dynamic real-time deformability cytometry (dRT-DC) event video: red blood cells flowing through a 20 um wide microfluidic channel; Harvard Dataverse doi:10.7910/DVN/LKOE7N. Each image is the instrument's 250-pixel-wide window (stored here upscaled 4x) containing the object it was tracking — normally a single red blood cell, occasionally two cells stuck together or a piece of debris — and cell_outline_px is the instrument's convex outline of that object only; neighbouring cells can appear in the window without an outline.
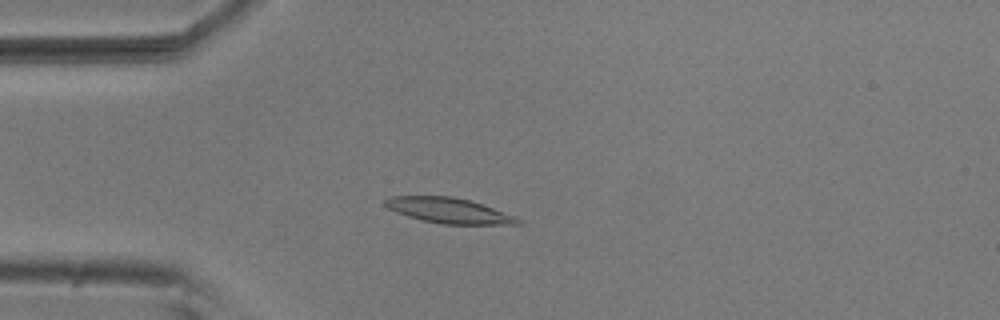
{"species": "common noctule bat (a hibernating species)", "species_latin": "Nyctalus noctula", "temperature_condition": "room temperature", "stored_images_in_passage": 54, "camera_frame_rate_fps": 3000, "um_per_image_px": 0.085, "animal": {"sex": "male", "body_mass_g": 20.5, "forearm_length_mm": 52.5}, "frame": {"image": 1, "passage_image": 14, "time_ms": 4.333, "image_size_px": [1000, 320], "cell_outline_px": [[520, 224], [440, 224], [408, 216], [396, 212], [388, 208], [384, 204], [384, 200], [392, 196], [452, 196], [484, 204], [516, 216], [520, 220]], "centroid_in_image_um": [38.16, 17.89], "position_along_channel_um": 46.8, "area_um2": 19.48}}
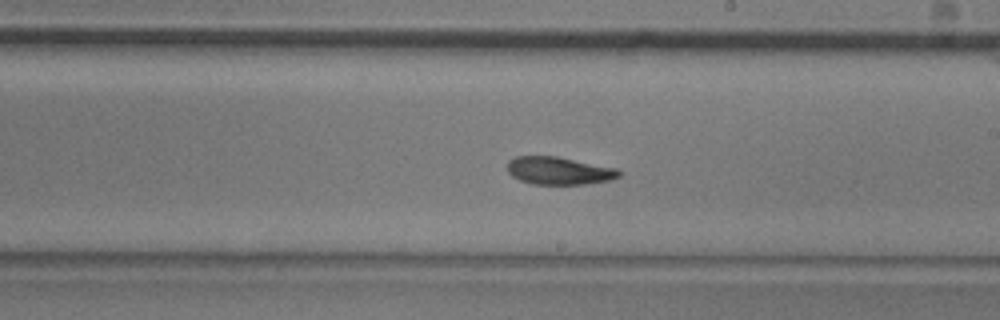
{"frame": {"image": 2, "passage_image": 31, "time_ms": 10.0, "image_size_px": [1000, 320], "cell_outline_px": [[624, 172], [620, 176], [612, 180], [588, 184], [532, 184], [520, 180], [512, 176], [508, 172], [508, 160], [516, 156], [556, 156], [616, 168]], "centroid_in_image_um": [47.54, 14.51], "position_along_channel_um": 241.5, "area_um2": 18.15}}
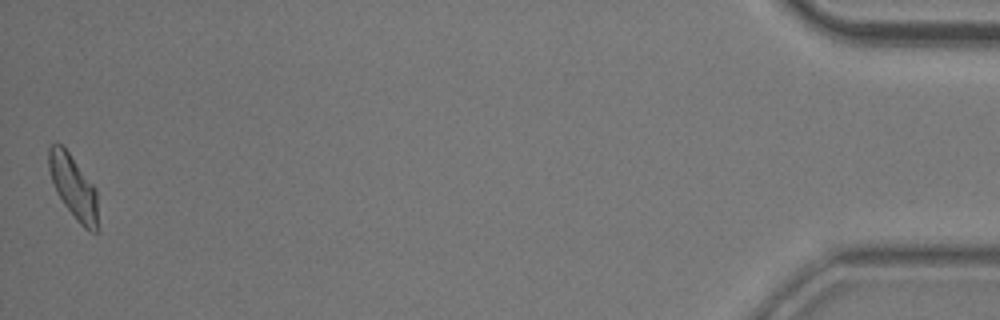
{"frame": {"image": 3, "passage_image": 54, "time_ms": 17.667, "image_size_px": [1000, 320], "cell_outline_px": [[100, 232], [88, 232], [76, 220], [64, 204], [56, 192], [48, 168], [48, 148], [56, 140], [68, 152], [96, 188]], "centroid_in_image_um": [6.27, 15.95], "position_along_channel_um": 428.9, "area_um2": 18.5}, "authors_computed_cell_mechanics": {"area_um2": 18.6983, "velocity_mm_per_s": 3.6747, "shape_relaxation_time_tau1_ms": 3.9783, "shape_relaxation_time_tau2_ms": 3.8587, "deformation_change_tau1": 0.1272, "deformation_change_tau2": 0.0951}}